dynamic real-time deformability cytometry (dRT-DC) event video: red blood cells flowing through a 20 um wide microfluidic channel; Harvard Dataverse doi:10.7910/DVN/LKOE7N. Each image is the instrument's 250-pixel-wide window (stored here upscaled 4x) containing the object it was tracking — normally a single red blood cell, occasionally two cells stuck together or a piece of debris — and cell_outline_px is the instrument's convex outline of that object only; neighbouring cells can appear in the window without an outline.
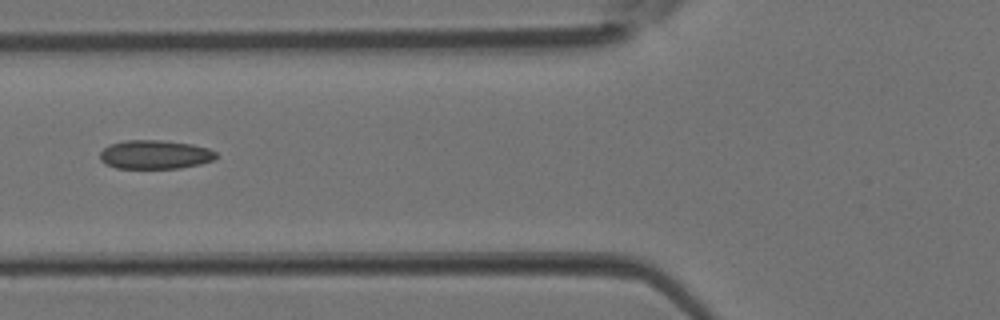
{"species": "Egyptian fruit bat (a non-hibernating species)", "species_latin": "Rousettus aegyptiacus", "temperature_condition": "room temperature", "stored_images_in_passage": 4, "camera_frame_rate_fps": 3000, "um_per_image_px": 0.085, "animal": {"sex": "female"}, "frame": {"image": 1, "passage_image": 4, "time_ms": 1.0, "image_size_px": [1000, 320], "cell_outline_px": [[216, 156], [212, 160], [200, 164], [180, 168], [116, 168], [104, 164], [100, 160], [100, 152], [104, 148], [112, 144], [124, 140], [160, 140], [192, 144], [208, 148], [216, 152]], "centroid_in_image_um": [13.15, 13.14], "position_along_channel_um": 112.7, "area_um2": 19.48}}